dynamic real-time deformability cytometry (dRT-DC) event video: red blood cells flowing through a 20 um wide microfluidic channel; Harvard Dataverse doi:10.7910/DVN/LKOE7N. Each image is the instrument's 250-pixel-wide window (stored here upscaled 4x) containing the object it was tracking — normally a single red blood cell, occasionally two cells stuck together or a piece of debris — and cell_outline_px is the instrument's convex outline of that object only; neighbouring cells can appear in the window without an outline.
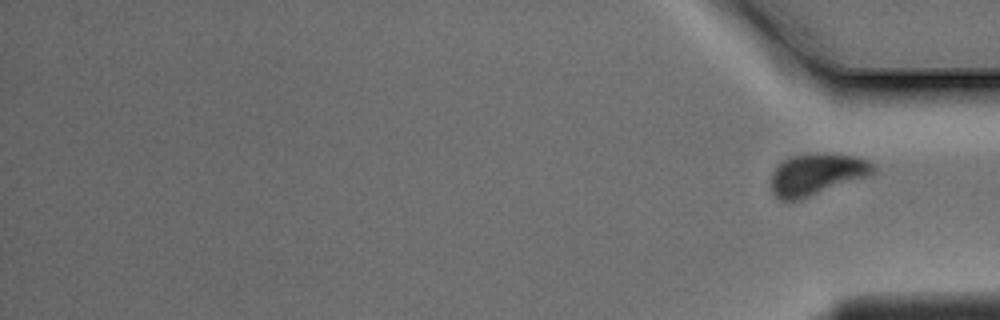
{"species": "Egyptian fruit bat (a non-hibernating species)", "species_latin": "Rousettus aegyptiacus", "temperature_condition": "warm", "stored_images_in_passage": 16, "segment_of_instrument_passage": [2, 2], "camera_frame_rate_fps": 3000, "um_per_image_px": 0.085, "animal": {"sex": "male"}, "frame": {"image": 1, "passage_image": 16, "time_ms": 5.0, "image_size_px": [1000, 320], "cell_outline_px": [[876, 172], [800, 200], [780, 200], [772, 192], [772, 172], [776, 164], [780, 160], [792, 156], [856, 156], [868, 160], [876, 164]], "centroid_in_image_um": [69.38, 14.85], "position_along_channel_um": 365.8, "area_um2": 23.93}}